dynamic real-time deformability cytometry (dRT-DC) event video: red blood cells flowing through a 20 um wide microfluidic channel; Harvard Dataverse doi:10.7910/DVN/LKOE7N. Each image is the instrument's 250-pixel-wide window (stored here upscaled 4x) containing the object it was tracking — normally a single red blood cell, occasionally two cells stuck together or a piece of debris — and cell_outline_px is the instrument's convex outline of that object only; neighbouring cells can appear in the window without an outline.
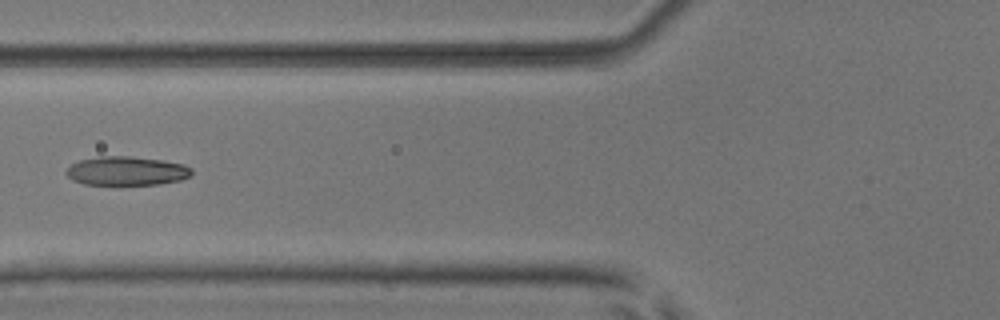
{"species": "common noctule bat (a hibernating species)", "species_latin": "Nyctalus noctula", "temperature_condition": "room temperature", "stored_images_in_passage": 6, "camera_frame_rate_fps": 3000, "um_per_image_px": 0.085, "animal": {"sex": "male", "body_mass_g": 17.9, "forearm_length_mm": 54.2}, "frame": {"image": 1, "passage_image": 5, "time_ms": 1.333, "image_size_px": [1000, 320], "cell_outline_px": [[192, 172], [188, 176], [180, 180], [160, 184], [84, 184], [72, 180], [64, 172], [72, 164], [80, 160], [100, 156], [132, 156], [160, 160], [184, 164], [192, 168]], "centroid_in_image_um": [10.75, 14.52], "position_along_channel_um": 115.1, "area_um2": 20.98}}
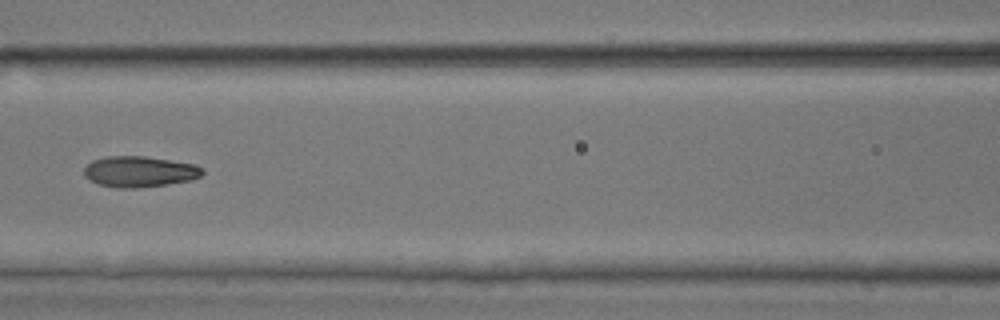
{"frame": {"image": 2, "passage_image": 6, "time_ms": 1.667, "image_size_px": [1000, 320], "cell_outline_px": [[204, 172], [200, 176], [192, 180], [168, 184], [136, 188], [120, 188], [100, 184], [88, 180], [84, 176], [84, 168], [92, 160], [108, 156], [144, 156], [196, 164], [204, 168]], "centroid_in_image_um": [11.87, 14.58], "position_along_channel_um": 154.7, "area_um2": 21.39}}